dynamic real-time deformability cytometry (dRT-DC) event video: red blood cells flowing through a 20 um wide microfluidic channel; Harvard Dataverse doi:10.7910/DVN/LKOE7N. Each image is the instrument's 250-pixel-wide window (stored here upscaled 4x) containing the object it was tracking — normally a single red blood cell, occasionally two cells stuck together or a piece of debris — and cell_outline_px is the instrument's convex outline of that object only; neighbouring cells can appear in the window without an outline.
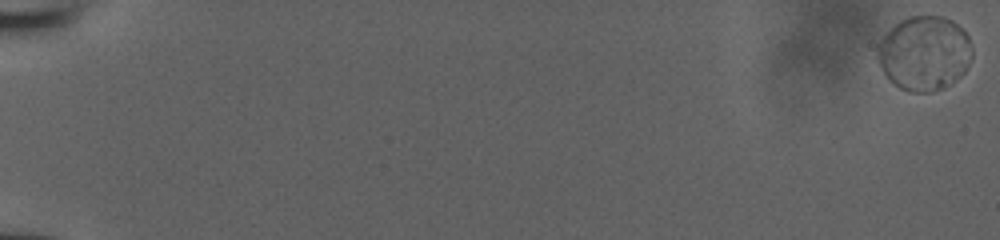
{"species": "human", "species_latin": "Homo sapiens", "temperature_condition": "room temperature", "stored_images_in_passage": 55, "camera_frame_rate_fps": 3000, "um_per_image_px": 0.085, "donor": {"sex": "male"}, "frame": {"image": 1, "passage_image": 1, "time_ms": 0.0, "image_size_px": [1000, 240], "cell_outline_px": [[972, 56], [964, 72], [960, 76], [948, 84], [932, 92], [912, 92], [900, 88], [884, 72], [876, 56], [876, 48], [880, 40], [900, 20], [908, 16], [944, 16], [952, 20], [968, 36], [972, 48]], "centroid_in_image_um": [78.57, 4.51], "position_along_channel_um": 6.4, "area_um2": 40.69}}
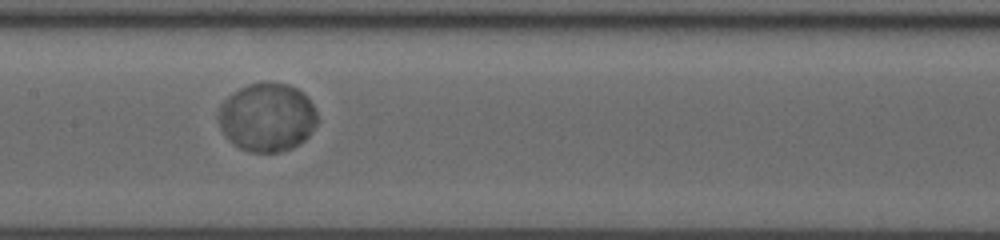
{"frame": {"image": 2, "passage_image": 31, "time_ms": 10.0, "image_size_px": [1000, 240], "cell_outline_px": [[320, 120], [308, 136], [304, 140], [292, 148], [280, 152], [252, 152], [240, 148], [220, 128], [216, 116], [220, 104], [228, 96], [240, 88], [248, 84], [288, 84], [304, 92], [312, 104]], "centroid_in_image_um": [22.72, 9.98], "position_along_channel_um": 184.7, "area_um2": 39.3}}
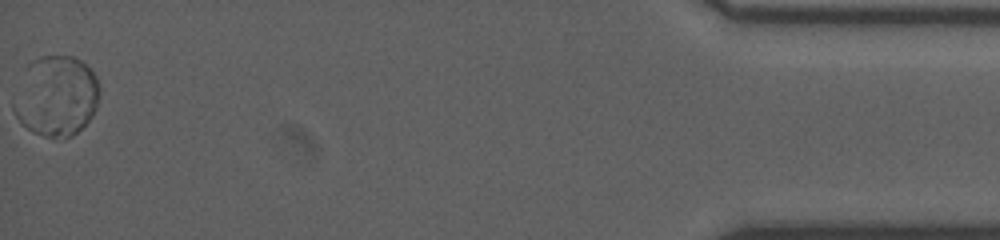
{"frame": {"image": 3, "passage_image": 55, "time_ms": 18.0, "image_size_px": [1000, 240], "cell_outline_px": [[100, 92], [96, 108], [92, 116], [72, 136], [44, 136], [32, 132], [16, 116], [12, 108], [28, 64], [40, 56], [72, 56], [80, 60], [96, 76], [100, 88]], "centroid_in_image_um": [4.82, 8.16], "position_along_channel_um": 430.4, "area_um2": 39.36}}